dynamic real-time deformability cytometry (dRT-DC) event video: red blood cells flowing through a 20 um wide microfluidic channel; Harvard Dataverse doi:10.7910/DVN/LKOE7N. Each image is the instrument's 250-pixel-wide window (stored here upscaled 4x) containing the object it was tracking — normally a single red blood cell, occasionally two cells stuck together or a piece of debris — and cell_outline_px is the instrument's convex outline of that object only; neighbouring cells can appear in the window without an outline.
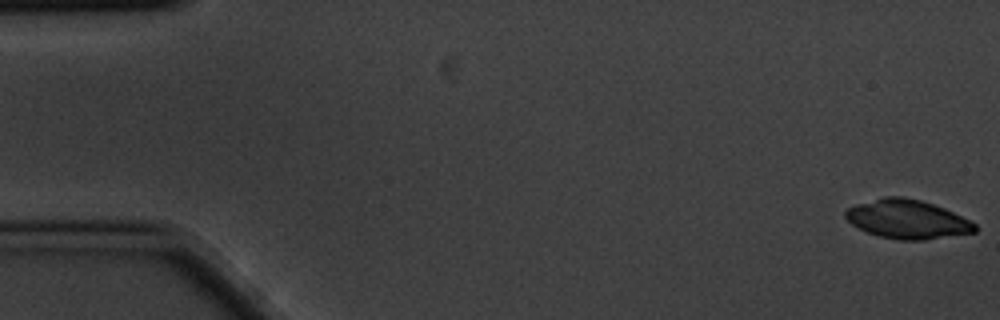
{"species": "common noctule bat (a hibernating species)", "species_latin": "Nyctalus noctula", "temperature_condition": "cold", "stored_images_in_passage": 5, "camera_frame_rate_fps": 3000, "um_per_image_px": 0.085, "animal": {"sex": "male", "body_mass_g": 20.1, "forearm_length_mm": 53.5}, "frame": {"image": 1, "passage_image": 1, "time_ms": 0.0, "image_size_px": [1000, 320], "cell_outline_px": [[976, 232], [924, 240], [900, 240], [880, 236], [868, 232], [852, 224], [844, 216], [844, 212], [848, 208], [856, 204], [884, 196], [900, 196], [920, 200], [944, 208], [976, 224]], "centroid_in_image_um": [77.1, 18.63], "position_along_channel_um": 7.9, "area_um2": 29.02}}